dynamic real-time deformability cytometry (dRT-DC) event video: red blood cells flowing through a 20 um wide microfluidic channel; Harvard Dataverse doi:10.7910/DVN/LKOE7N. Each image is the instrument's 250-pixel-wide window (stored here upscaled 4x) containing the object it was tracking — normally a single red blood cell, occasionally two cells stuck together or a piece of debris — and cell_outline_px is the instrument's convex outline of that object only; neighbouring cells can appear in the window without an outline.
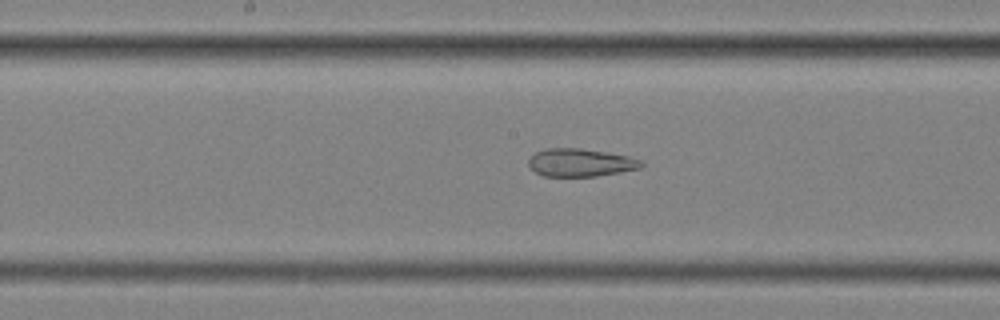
{"species": "common noctule bat (a hibernating species)", "species_latin": "Nyctalus noctula", "temperature_condition": "cold", "stored_images_in_passage": 46, "segment_of_instrument_passage": [2, 2], "camera_frame_rate_fps": 3000, "um_per_image_px": 0.085, "animal": {"sex": "female", "body_mass_g": 25.1}, "frame": {"image": 1, "passage_image": 19, "time_ms": 6.0, "image_size_px": [1000, 320], "cell_outline_px": [[644, 164], [640, 168], [620, 172], [596, 176], [544, 176], [536, 172], [528, 164], [528, 160], [536, 152], [548, 148], [580, 148], [628, 156], [640, 160]], "centroid_in_image_um": [49.34, 13.82], "position_along_channel_um": 198.9, "area_um2": 18.09}}
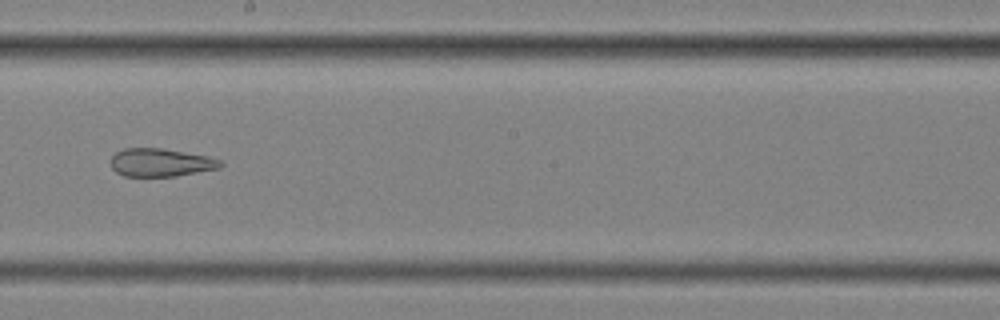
{"frame": {"image": 2, "passage_image": 22, "time_ms": 7.0, "image_size_px": [1000, 320], "cell_outline_px": [[224, 164], [220, 168], [176, 176], [124, 176], [116, 172], [112, 168], [112, 156], [116, 152], [124, 148], [160, 148], [208, 156], [220, 160]], "centroid_in_image_um": [13.67, 13.81], "position_along_channel_um": 234.5, "area_um2": 17.86}}
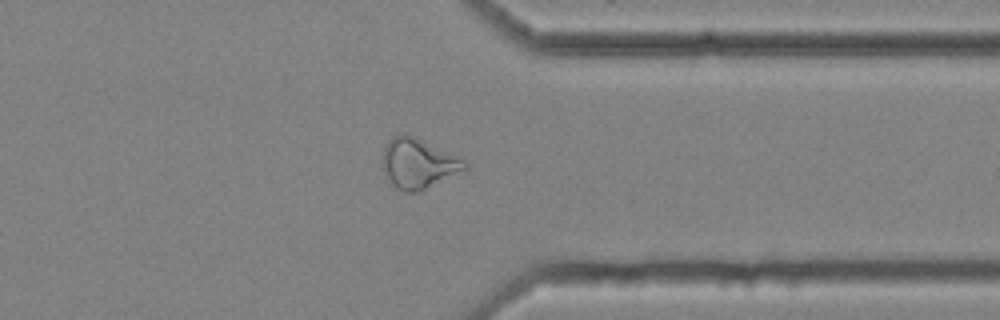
{"frame": {"image": 3, "passage_image": 34, "time_ms": 11.0, "image_size_px": [1000, 320], "cell_outline_px": [[468, 168], [420, 192], [404, 192], [396, 188], [392, 184], [380, 160], [384, 148], [388, 140], [392, 136], [404, 132], [456, 156], [464, 160], [468, 164]], "centroid_in_image_um": [35.52, 13.9], "position_along_channel_um": 375.9, "area_um2": 23.76}}